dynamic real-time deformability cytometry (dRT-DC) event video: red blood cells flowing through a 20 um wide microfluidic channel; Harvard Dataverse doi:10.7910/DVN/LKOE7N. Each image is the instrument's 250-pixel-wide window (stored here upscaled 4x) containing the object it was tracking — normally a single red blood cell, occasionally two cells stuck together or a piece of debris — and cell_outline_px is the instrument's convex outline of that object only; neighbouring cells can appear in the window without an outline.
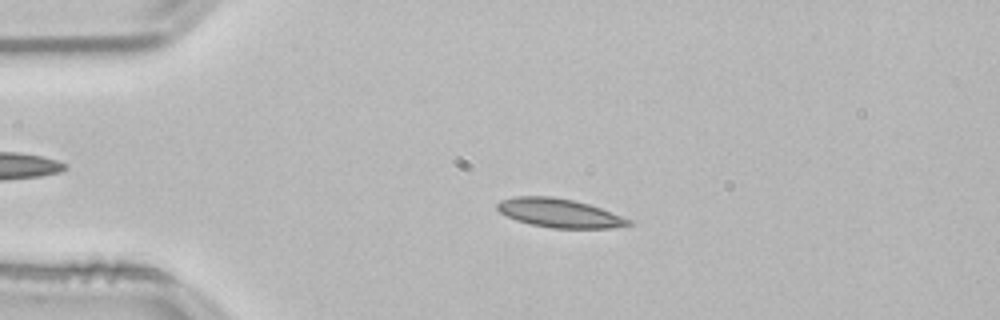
{"species": "common noctule bat (a hibernating species)", "species_latin": "Nyctalus noctula", "temperature_condition": "room temperature", "stored_images_in_passage": 54, "camera_frame_rate_fps": 3000, "um_per_image_px": 0.085, "animal": {"sex": "male", "body_mass_g": 21.5, "forearm_length_mm": 52.0}, "frame": {"image": 1, "passage_image": 12, "time_ms": 3.667, "image_size_px": [1000, 320], "cell_outline_px": [[624, 224], [596, 228], [564, 228], [536, 224], [520, 220], [504, 212], [500, 208], [500, 204], [508, 200], [568, 200], [584, 204], [596, 208], [620, 220]], "centroid_in_image_um": [47.51, 18.17], "position_along_channel_um": 37.5, "area_um2": 17.74}}
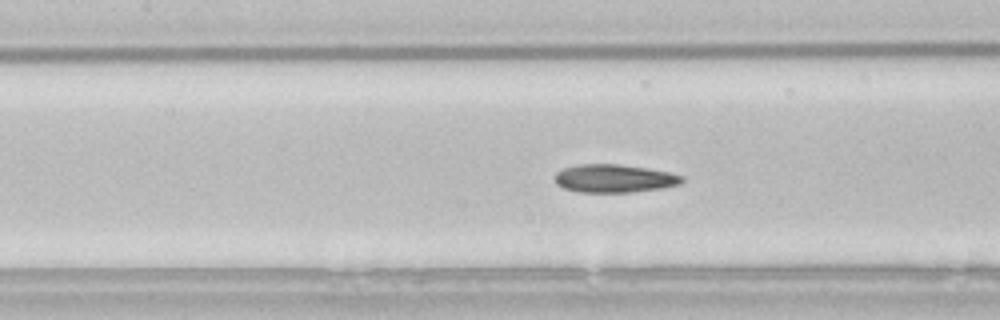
{"frame": {"image": 2, "passage_image": 24, "time_ms": 7.667, "image_size_px": [1000, 320], "cell_outline_px": [[680, 180], [672, 184], [648, 188], [608, 192], [596, 192], [568, 188], [560, 184], [556, 180], [556, 176], [560, 172], [572, 168], [600, 164], [604, 164], [636, 168], [660, 172], [676, 176]], "centroid_in_image_um": [52.07, 15.17], "position_along_channel_um": 155.3, "area_um2": 17.57}}
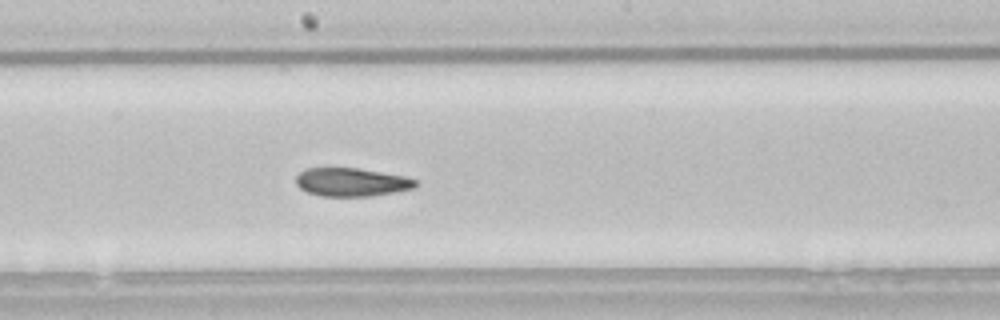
{"frame": {"image": 3, "passage_image": 29, "time_ms": 9.333, "image_size_px": [1000, 320], "cell_outline_px": [[416, 184], [404, 188], [384, 192], [348, 196], [336, 196], [312, 192], [304, 188], [296, 180], [304, 172], [316, 168], [348, 168], [396, 176], [412, 180]], "centroid_in_image_um": [29.76, 15.46], "position_along_channel_um": 218.4, "area_um2": 17.05}, "authors_computed_cell_mechanics": {"area_um2": 17.2244, "velocity_mm_per_s": 3.7874, "shape_relaxation_time_tau1_ms": null, "shape_relaxation_time_tau2_ms": 7.836, "deformation_change_tau1": null, "deformation_change_tau2": 0.1605}}